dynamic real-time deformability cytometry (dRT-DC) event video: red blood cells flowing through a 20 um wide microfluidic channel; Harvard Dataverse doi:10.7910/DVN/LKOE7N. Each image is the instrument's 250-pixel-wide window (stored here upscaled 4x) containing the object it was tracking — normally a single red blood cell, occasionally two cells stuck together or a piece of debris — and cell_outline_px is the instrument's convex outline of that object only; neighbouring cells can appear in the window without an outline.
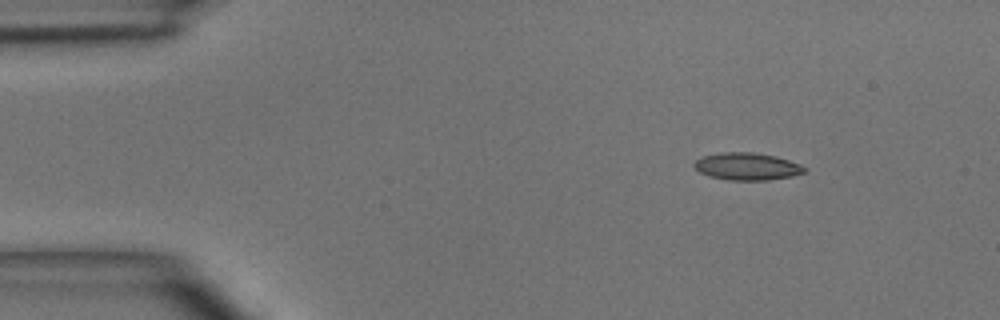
{"species": "common noctule bat (a hibernating species)", "species_latin": "Nyctalus noctula", "temperature_condition": "room temperature", "stored_images_in_passage": 3, "camera_frame_rate_fps": 3000, "um_per_image_px": 0.085, "animal": {"sex": "male", "body_mass_g": 15.6}, "frame": {"image": 1, "passage_image": 1, "time_ms": 0.0, "image_size_px": [1000, 320], "cell_outline_px": [[808, 168], [804, 172], [792, 176], [768, 180], [728, 180], [708, 176], [700, 172], [692, 164], [696, 160], [704, 156], [720, 152], [752, 152], [776, 156], [800, 164]], "centroid_in_image_um": [63.5, 14.15], "position_along_channel_um": 21.5, "area_um2": 17.57}}